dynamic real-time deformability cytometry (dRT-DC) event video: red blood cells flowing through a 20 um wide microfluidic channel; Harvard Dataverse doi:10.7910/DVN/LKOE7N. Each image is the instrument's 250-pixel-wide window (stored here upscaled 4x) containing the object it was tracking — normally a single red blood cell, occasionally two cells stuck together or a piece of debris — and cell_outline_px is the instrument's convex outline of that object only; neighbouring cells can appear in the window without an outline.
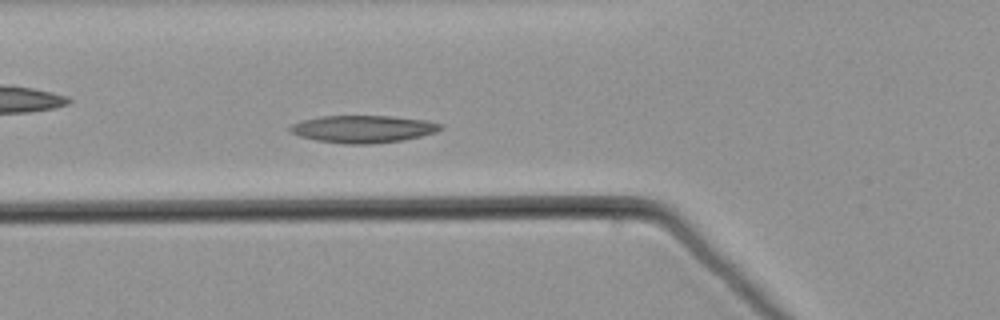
{"species": "common noctule bat (a hibernating species)", "species_latin": "Nyctalus noctula", "temperature_condition": "warm", "stored_images_in_passage": 56, "camera_frame_rate_fps": 3000, "um_per_image_px": 0.085, "animal": {"sex": "male", "body_mass_g": 21.5, "forearm_length_mm": 52.0}, "frame": {"image": 1, "passage_image": 20, "time_ms": 6.333, "image_size_px": [1000, 320], "cell_outline_px": [[444, 128], [436, 132], [404, 140], [372, 144], [344, 144], [316, 140], [300, 136], [292, 132], [288, 128], [292, 124], [300, 120], [320, 116], [392, 116], [428, 120], [444, 124]], "centroid_in_image_um": [30.9, 10.96], "position_along_channel_um": 94.9, "area_um2": 24.22}}
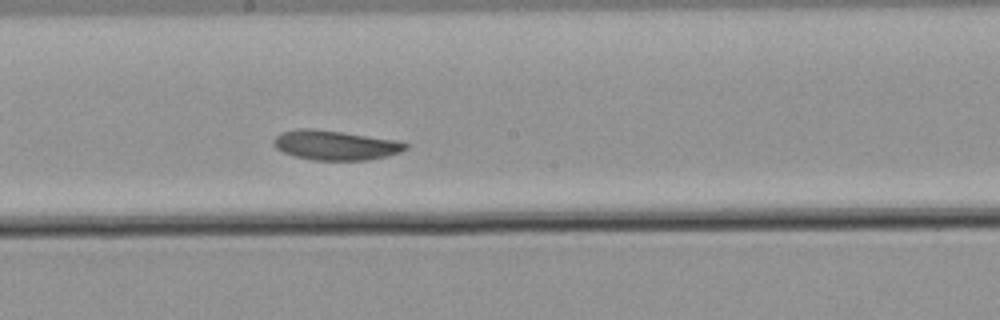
{"frame": {"image": 2, "passage_image": 30, "time_ms": 9.667, "image_size_px": [1000, 320], "cell_outline_px": [[408, 148], [400, 152], [388, 156], [368, 160], [312, 160], [296, 156], [284, 152], [276, 148], [272, 144], [272, 140], [280, 132], [296, 128], [308, 128], [340, 132], [396, 140], [408, 144]], "centroid_in_image_um": [28.47, 12.34], "position_along_channel_um": 219.7, "area_um2": 22.72}}
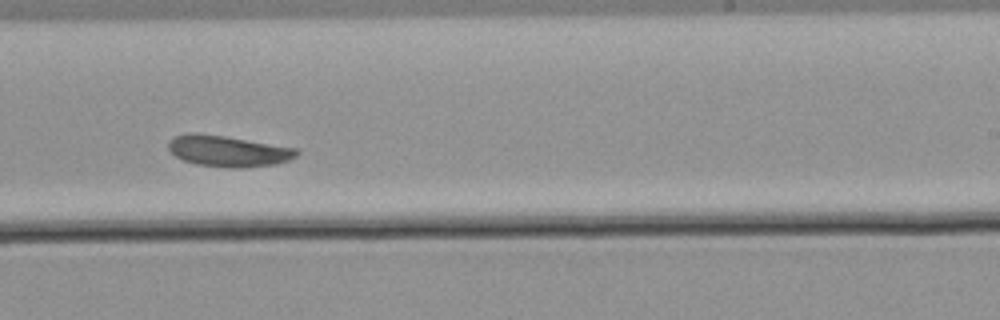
{"frame": {"image": 3, "passage_image": 34, "time_ms": 11.0, "image_size_px": [1000, 320], "cell_outline_px": [[300, 152], [296, 156], [288, 160], [276, 164], [240, 168], [228, 168], [196, 164], [184, 160], [176, 156], [168, 148], [168, 140], [172, 136], [192, 132], [224, 136], [296, 148]], "centroid_in_image_um": [19.36, 12.84], "position_along_channel_um": 269.6, "area_um2": 23.18}}